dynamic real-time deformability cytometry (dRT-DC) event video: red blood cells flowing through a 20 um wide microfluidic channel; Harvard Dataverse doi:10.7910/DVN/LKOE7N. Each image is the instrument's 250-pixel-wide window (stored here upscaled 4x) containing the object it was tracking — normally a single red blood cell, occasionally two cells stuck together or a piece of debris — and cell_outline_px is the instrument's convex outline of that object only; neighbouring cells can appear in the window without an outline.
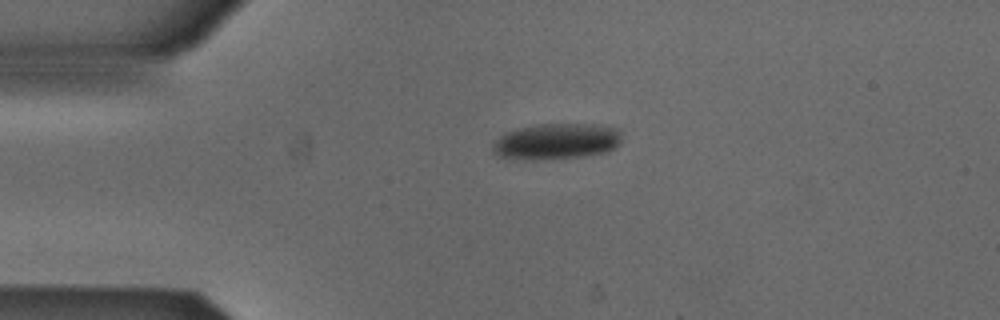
{"species": "Egyptian fruit bat (a non-hibernating species)", "species_latin": "Rousettus aegyptiacus", "temperature_condition": "cold", "stored_images_in_passage": 2, "camera_frame_rate_fps": 3000, "um_per_image_px": 0.085, "animal": {"sex": "male"}, "frame": {"image": 1, "passage_image": 1, "time_ms": 0.0, "image_size_px": [1000, 320], "cell_outline_px": [[620, 140], [608, 152], [580, 156], [532, 160], [500, 156], [492, 152], [492, 144], [500, 136], [508, 132], [520, 128], [536, 124], [596, 124], [616, 128], [620, 136]], "centroid_in_image_um": [47.27, 12.01], "position_along_channel_um": 37.7, "area_um2": 26.59}}